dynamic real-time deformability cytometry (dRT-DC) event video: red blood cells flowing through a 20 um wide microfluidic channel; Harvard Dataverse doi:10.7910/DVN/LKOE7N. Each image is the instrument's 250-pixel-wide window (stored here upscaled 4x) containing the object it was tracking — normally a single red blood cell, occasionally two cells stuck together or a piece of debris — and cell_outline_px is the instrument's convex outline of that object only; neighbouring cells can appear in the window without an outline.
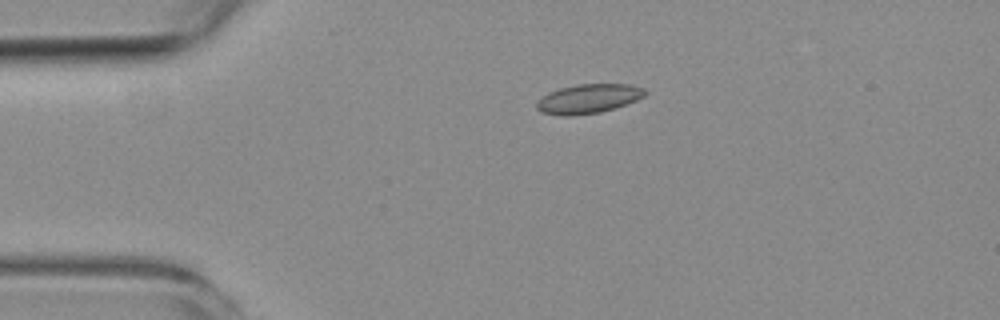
{"species": "common noctule bat (a hibernating species)", "species_latin": "Nyctalus noctula", "temperature_condition": "room temperature", "stored_images_in_passage": 3, "camera_frame_rate_fps": 3000, "um_per_image_px": 0.085, "animal": {"sex": "female", "body_mass_g": 19.3, "forearm_length_mm": 54.1}, "frame": {"image": 1, "passage_image": 2, "time_ms": 1.333, "image_size_px": [1000, 320], "cell_outline_px": [[648, 92], [644, 96], [636, 100], [600, 112], [572, 116], [560, 116], [540, 112], [536, 108], [536, 104], [548, 92], [560, 88], [576, 84], [632, 84], [644, 88]], "centroid_in_image_um": [50.01, 8.39], "position_along_channel_um": 35.0, "area_um2": 18.44}}